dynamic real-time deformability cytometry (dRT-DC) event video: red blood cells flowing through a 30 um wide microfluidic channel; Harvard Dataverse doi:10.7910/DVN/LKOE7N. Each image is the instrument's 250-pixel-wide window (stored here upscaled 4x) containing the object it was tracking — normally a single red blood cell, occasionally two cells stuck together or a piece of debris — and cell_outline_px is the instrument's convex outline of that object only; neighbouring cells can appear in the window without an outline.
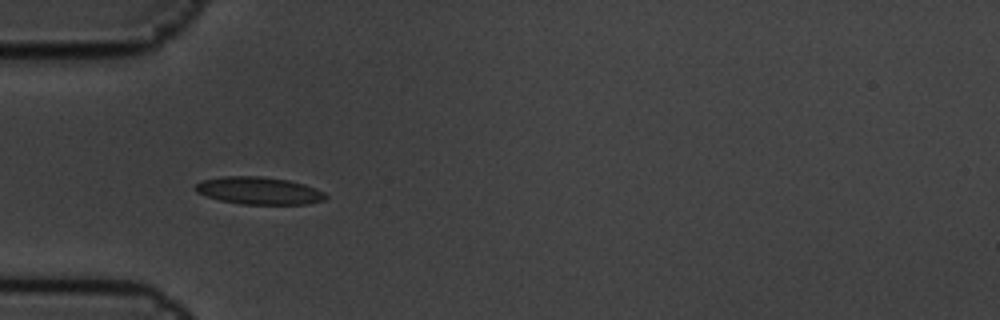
{"species": "common noctule bat (a hibernating species)", "species_latin": "Nyctalus noctula", "temperature_condition": "cold", "stored_images_in_passage": 6, "camera_frame_rate_fps": 3000, "um_per_image_px": 0.085, "animal": {"sex": "male", "body_mass_g": 19.5, "forearm_length_mm": 54.6}, "frame": {"image": 1, "passage_image": 4, "time_ms": 1.0, "image_size_px": [1000, 320], "cell_outline_px": [[328, 196], [324, 200], [308, 204], [240, 204], [220, 200], [196, 192], [192, 188], [196, 184], [204, 180], [224, 176], [260, 176], [288, 180], [304, 184], [316, 188], [324, 192]], "centroid_in_image_um": [22.02, 16.21], "position_along_channel_um": 63.0, "area_um2": 20.81}}
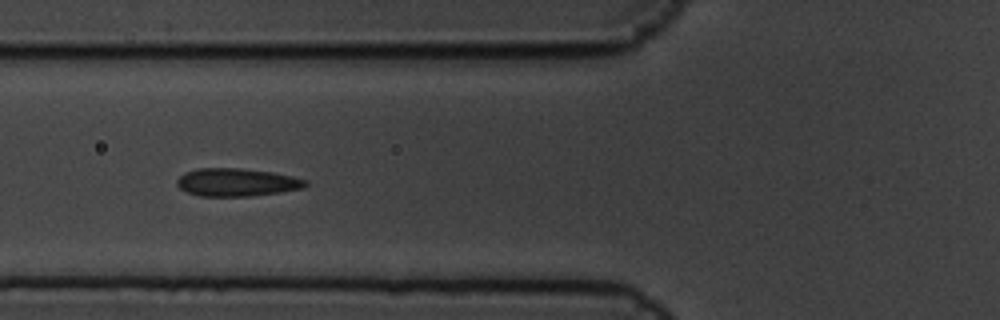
{"frame": {"image": 2, "passage_image": 5, "time_ms": 1.333, "image_size_px": [1000, 320], "cell_outline_px": [[308, 184], [304, 188], [280, 192], [252, 196], [200, 196], [188, 192], [180, 188], [176, 184], [176, 180], [184, 172], [200, 168], [236, 168], [272, 172], [292, 176], [308, 180]], "centroid_in_image_um": [20.13, 15.5], "position_along_channel_um": 105.7, "area_um2": 20.92}}
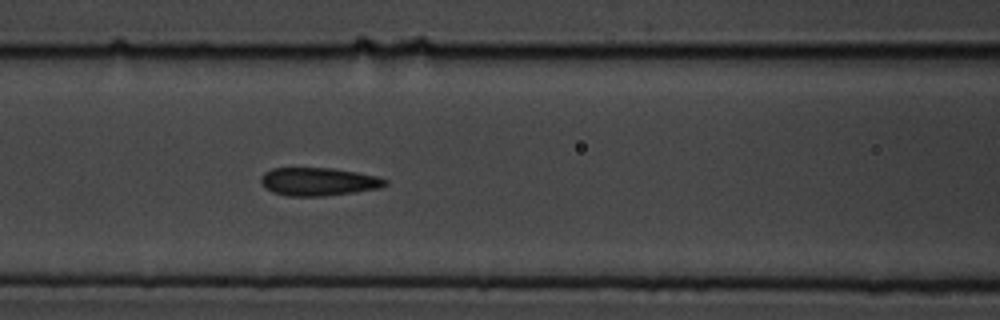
{"frame": {"image": 3, "passage_image": 6, "time_ms": 1.667, "image_size_px": [1000, 320], "cell_outline_px": [[388, 184], [380, 188], [356, 192], [320, 196], [288, 196], [272, 192], [264, 188], [260, 180], [260, 176], [264, 172], [272, 168], [332, 168], [356, 172], [376, 176], [388, 180]], "centroid_in_image_um": [27.04, 15.44], "position_along_channel_um": 139.6, "area_um2": 20.46}}